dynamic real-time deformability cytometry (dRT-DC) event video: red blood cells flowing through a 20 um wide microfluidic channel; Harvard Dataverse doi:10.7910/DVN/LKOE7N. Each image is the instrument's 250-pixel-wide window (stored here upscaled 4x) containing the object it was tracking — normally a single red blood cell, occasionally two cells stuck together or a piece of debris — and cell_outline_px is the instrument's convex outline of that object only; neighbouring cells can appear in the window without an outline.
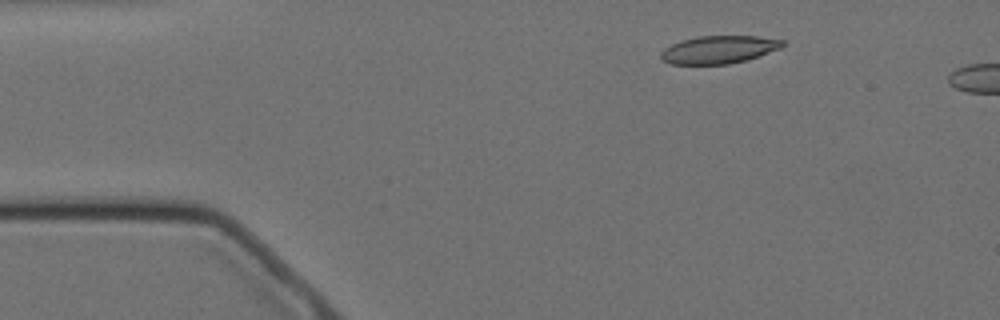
{"species": "Egyptian fruit bat (a non-hibernating species)", "species_latin": "Rousettus aegyptiacus", "temperature_condition": "cold", "stored_images_in_passage": 3, "camera_frame_rate_fps": 3000, "um_per_image_px": 0.085, "animal": {"sex": "female"}, "frame": {"image": 1, "passage_image": 2, "time_ms": 2.0, "image_size_px": [1000, 320], "cell_outline_px": [[784, 44], [780, 48], [748, 60], [728, 64], [672, 64], [664, 60], [660, 56], [660, 52], [664, 48], [680, 40], [696, 36], [756, 36], [784, 40]], "centroid_in_image_um": [61.09, 4.21], "position_along_channel_um": 23.9, "area_um2": 19.71}}